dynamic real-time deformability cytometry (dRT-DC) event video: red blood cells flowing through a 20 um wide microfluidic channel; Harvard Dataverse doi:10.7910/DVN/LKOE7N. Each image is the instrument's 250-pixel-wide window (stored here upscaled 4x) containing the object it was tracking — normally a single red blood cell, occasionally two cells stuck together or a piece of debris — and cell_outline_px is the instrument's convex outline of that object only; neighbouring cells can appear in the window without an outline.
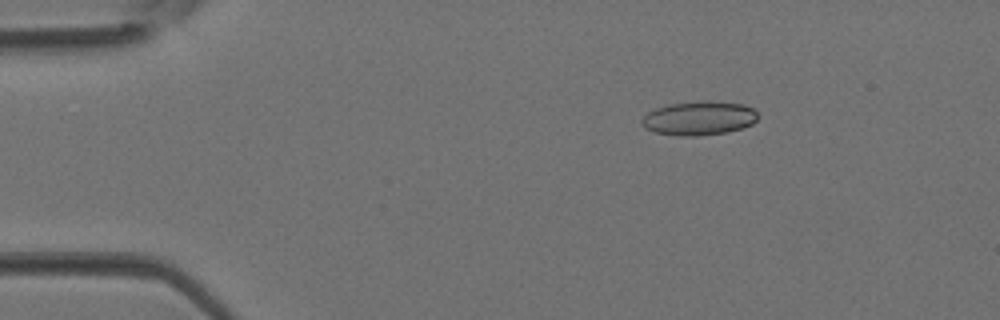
{"species": "Egyptian fruit bat (a non-hibernating species)", "species_latin": "Rousettus aegyptiacus", "temperature_condition": "room temperature", "stored_images_in_passage": 4, "camera_frame_rate_fps": 3000, "um_per_image_px": 0.085, "animal": {"sex": "female"}, "frame": {"image": 1, "passage_image": 2, "time_ms": 0.333, "image_size_px": [1000, 320], "cell_outline_px": [[756, 120], [752, 124], [744, 128], [728, 132], [696, 136], [680, 136], [656, 132], [644, 128], [640, 124], [640, 120], [648, 112], [656, 108], [668, 104], [704, 100], [744, 104], [752, 108], [756, 112]], "centroid_in_image_um": [59.4, 10.05], "position_along_channel_um": 25.6, "area_um2": 23.12}}
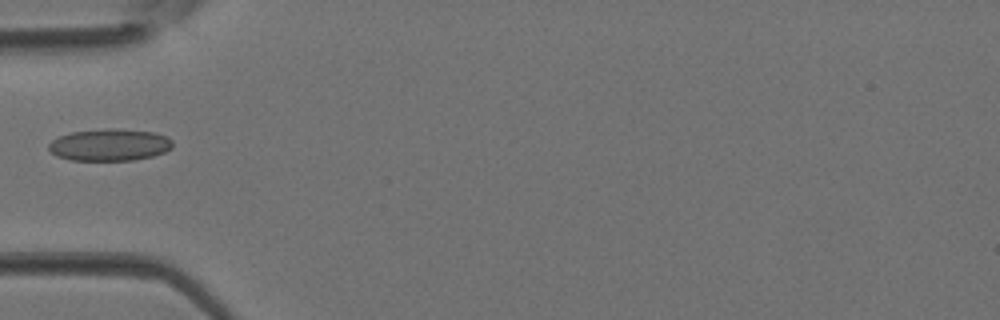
{"frame": {"image": 2, "passage_image": 4, "time_ms": 1.0, "image_size_px": [1000, 320], "cell_outline_px": [[172, 148], [164, 152], [152, 156], [132, 160], [72, 160], [56, 156], [48, 148], [48, 144], [52, 140], [60, 136], [72, 132], [104, 128], [116, 128], [156, 132], [168, 136], [172, 140]], "centroid_in_image_um": [9.34, 12.3], "position_along_channel_um": 75.7, "area_um2": 23.24}}